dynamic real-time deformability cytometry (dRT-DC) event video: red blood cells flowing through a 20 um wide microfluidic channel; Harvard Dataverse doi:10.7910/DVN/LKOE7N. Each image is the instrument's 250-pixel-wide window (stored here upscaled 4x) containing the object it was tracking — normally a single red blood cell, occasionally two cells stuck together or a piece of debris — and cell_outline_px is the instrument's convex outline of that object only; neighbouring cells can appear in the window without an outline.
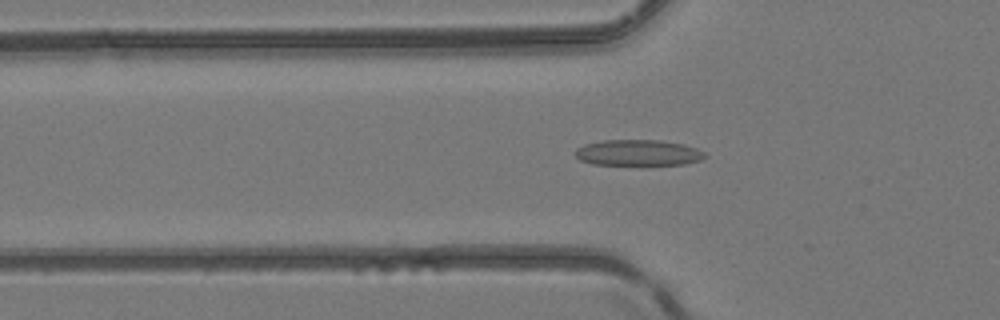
{"species": "common noctule bat (a hibernating species)", "species_latin": "Nyctalus noctula", "temperature_condition": "room temperature", "stored_images_in_passage": 50, "camera_frame_rate_fps": 3000, "um_per_image_px": 0.085, "animal": {"sex": "female", "body_mass_g": 24.6, "forearm_length_mm": 56.2}, "frame": {"image": 1, "passage_image": 17, "time_ms": 5.333, "image_size_px": [1000, 320], "cell_outline_px": [[708, 156], [700, 160], [684, 164], [592, 164], [580, 160], [572, 152], [576, 148], [584, 144], [604, 140], [660, 140], [684, 144], [696, 148], [704, 152]], "centroid_in_image_um": [54.22, 12.97], "position_along_channel_um": 71.6, "area_um2": 19.59}}
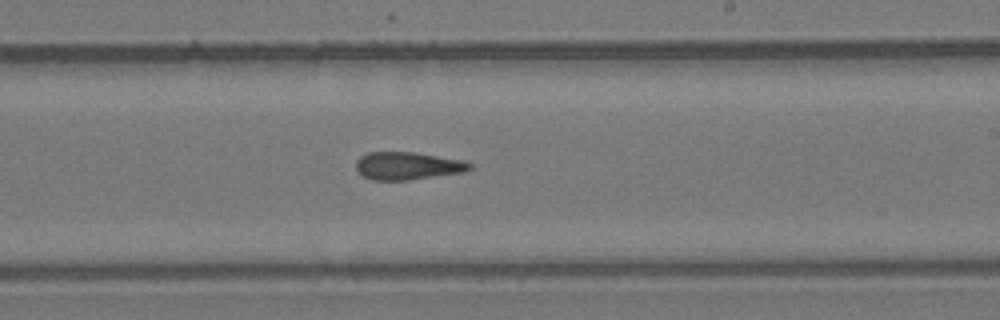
{"frame": {"image": 2, "passage_image": 30, "time_ms": 9.667, "image_size_px": [1000, 320], "cell_outline_px": [[472, 168], [464, 172], [408, 180], [372, 180], [364, 176], [356, 168], [356, 160], [360, 156], [368, 152], [412, 152], [464, 160], [472, 164]], "centroid_in_image_um": [34.65, 14.09], "position_along_channel_um": 254.3, "area_um2": 18.32}}
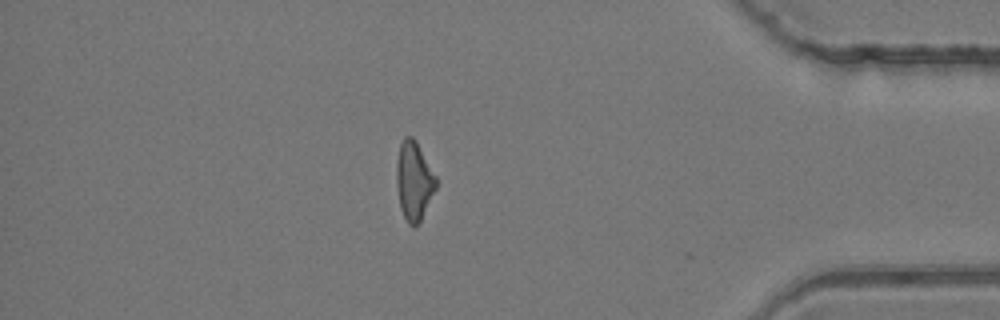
{"frame": {"image": 3, "passage_image": 43, "time_ms": 14.0, "image_size_px": [1000, 320], "cell_outline_px": [[436, 188], [420, 220], [416, 224], [408, 224], [400, 208], [396, 184], [396, 160], [400, 144], [404, 136], [412, 136], [416, 140], [436, 176]], "centroid_in_image_um": [35.16, 15.31], "position_along_channel_um": 400.0, "area_um2": 17.98}, "authors_computed_cell_mechanics": {"area_um2": 18.9873, "velocity_mm_per_s": 4.1979, "shape_relaxation_time_tau1_ms": null, "shape_relaxation_time_tau2_ms": 4.1614, "deformation_change_tau1": null, "deformation_change_tau2": 0.1298}}